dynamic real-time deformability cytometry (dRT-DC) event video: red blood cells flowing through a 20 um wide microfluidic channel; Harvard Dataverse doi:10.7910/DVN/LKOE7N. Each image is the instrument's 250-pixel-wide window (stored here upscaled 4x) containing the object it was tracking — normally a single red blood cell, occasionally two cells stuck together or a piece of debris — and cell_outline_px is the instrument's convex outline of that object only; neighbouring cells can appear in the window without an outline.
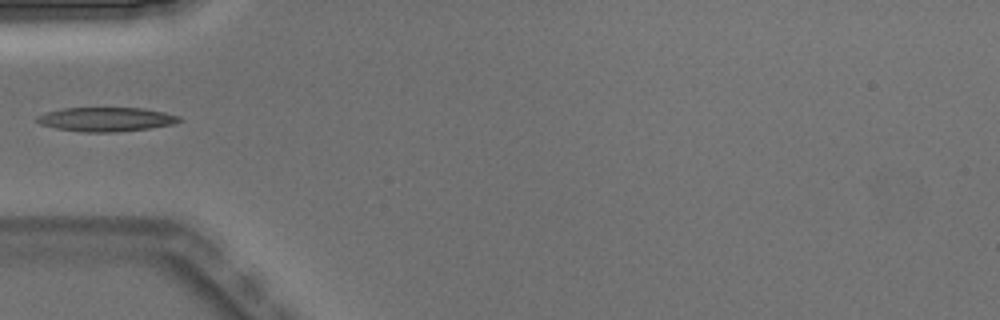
{"species": "Egyptian fruit bat (a non-hibernating species)", "species_latin": "Rousettus aegyptiacus", "temperature_condition": "warm", "stored_images_in_passage": 4, "camera_frame_rate_fps": 3000, "um_per_image_px": 0.085, "animal": {"sex": "male"}, "frame": {"image": 1, "passage_image": 3, "time_ms": 0.667, "image_size_px": [1000, 320], "cell_outline_px": [[184, 120], [172, 124], [148, 128], [120, 132], [84, 132], [56, 128], [40, 124], [36, 120], [36, 116], [60, 108], [144, 108], [164, 112], [180, 116]], "centroid_in_image_um": [9.03, 10.14], "position_along_channel_um": 76.0, "area_um2": 20.0}}